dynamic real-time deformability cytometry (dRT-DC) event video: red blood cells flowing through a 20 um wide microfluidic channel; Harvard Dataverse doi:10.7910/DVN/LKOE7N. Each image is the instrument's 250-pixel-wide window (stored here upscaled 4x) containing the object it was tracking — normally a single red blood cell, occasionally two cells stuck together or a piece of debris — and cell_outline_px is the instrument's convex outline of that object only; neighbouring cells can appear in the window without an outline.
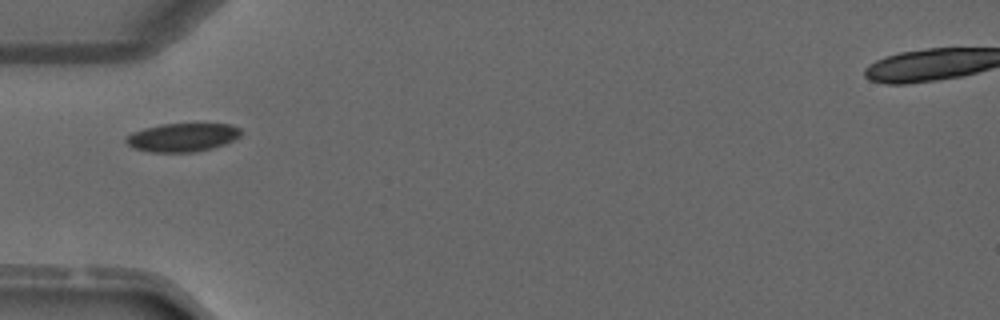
{"species": "common noctule bat (a hibernating species)", "species_latin": "Nyctalus noctula", "temperature_condition": "warm", "stored_images_in_passage": 2, "camera_frame_rate_fps": 3000, "um_per_image_px": 0.085, "animal": {"sex": "male", "forearm_length_mm": 52.5}, "frame": {"image": 1, "passage_image": 2, "time_ms": 1.667, "image_size_px": [1000, 320], "cell_outline_px": [[240, 136], [224, 144], [212, 148], [196, 152], [148, 152], [132, 148], [124, 140], [132, 132], [144, 128], [160, 124], [232, 124], [240, 128]], "centroid_in_image_um": [15.48, 11.68], "position_along_channel_um": 69.5, "area_um2": 19.07}}